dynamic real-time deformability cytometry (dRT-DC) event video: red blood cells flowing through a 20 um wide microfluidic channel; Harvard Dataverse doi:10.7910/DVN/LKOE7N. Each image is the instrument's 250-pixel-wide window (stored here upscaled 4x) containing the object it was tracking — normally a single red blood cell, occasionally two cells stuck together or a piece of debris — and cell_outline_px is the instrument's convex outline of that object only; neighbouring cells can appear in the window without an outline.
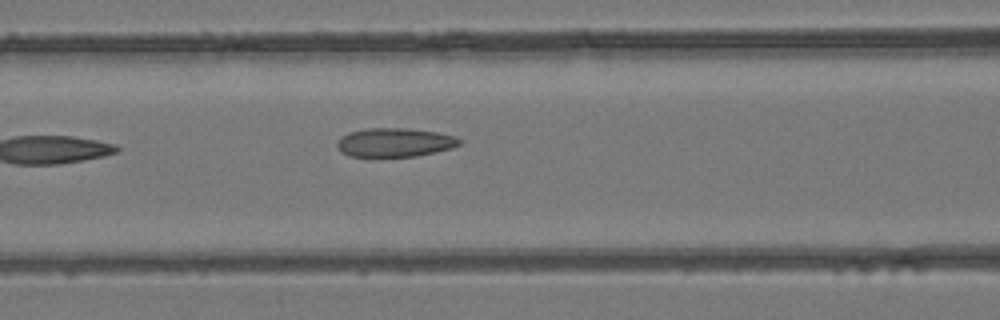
{"species": "common noctule bat (a hibernating species)", "species_latin": "Nyctalus noctula", "temperature_condition": "room temperature", "stored_images_in_passage": 4, "camera_frame_rate_fps": 3000, "um_per_image_px": 0.085, "animal": {"sex": "female", "body_mass_g": 24.6, "forearm_length_mm": 56.2}, "frame": {"image": 1, "passage_image": 4, "time_ms": 3.667, "image_size_px": [1000, 320], "cell_outline_px": [[460, 144], [452, 148], [416, 156], [348, 156], [340, 152], [336, 144], [336, 140], [348, 132], [368, 128], [408, 128], [436, 132], [456, 136], [460, 140]], "centroid_in_image_um": [33.51, 12.1], "position_along_channel_um": 133.1, "area_um2": 20.58}}